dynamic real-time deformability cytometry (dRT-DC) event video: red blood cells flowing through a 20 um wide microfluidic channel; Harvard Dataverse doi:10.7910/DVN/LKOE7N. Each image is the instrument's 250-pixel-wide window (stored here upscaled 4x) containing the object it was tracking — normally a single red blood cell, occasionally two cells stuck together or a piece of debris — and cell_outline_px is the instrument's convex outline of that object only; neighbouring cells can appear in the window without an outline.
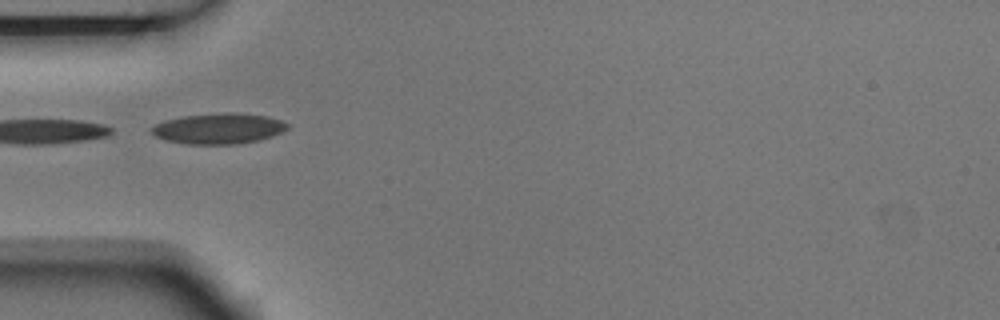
{"species": "Egyptian fruit bat (a non-hibernating species)", "species_latin": "Rousettus aegyptiacus", "temperature_condition": "room temperature", "stored_images_in_passage": 7, "camera_frame_rate_fps": 3000, "um_per_image_px": 0.085, "animal": {"sex": "male"}, "frame": {"image": 1, "passage_image": 2, "time_ms": 0.333, "image_size_px": [1000, 320], "cell_outline_px": [[288, 128], [272, 136], [260, 140], [236, 144], [188, 144], [168, 140], [156, 136], [152, 132], [152, 128], [156, 124], [164, 120], [184, 116], [232, 112], [268, 116], [280, 120], [288, 124]], "centroid_in_image_um": [18.61, 10.92], "position_along_channel_um": 66.4, "area_um2": 23.93}}
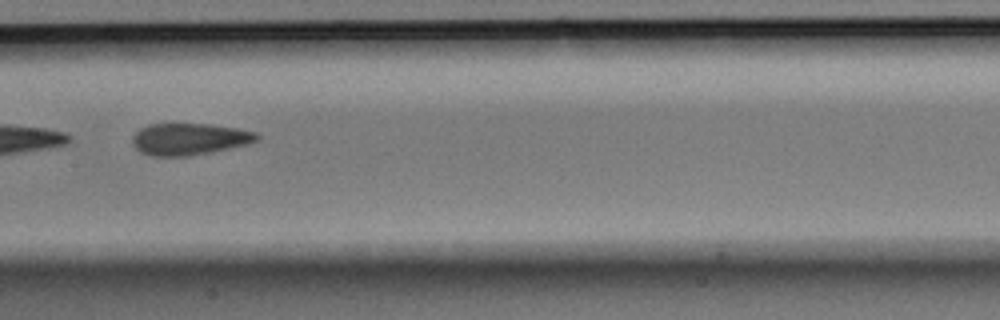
{"frame": {"image": 2, "passage_image": 5, "time_ms": 1.333, "image_size_px": [1000, 320], "cell_outline_px": [[260, 140], [248, 144], [212, 152], [188, 156], [148, 156], [140, 152], [132, 144], [132, 136], [140, 128], [148, 124], [208, 124], [236, 128], [256, 132], [260, 136]], "centroid_in_image_um": [16.09, 11.83], "position_along_channel_um": 191.3, "area_um2": 23.24}}
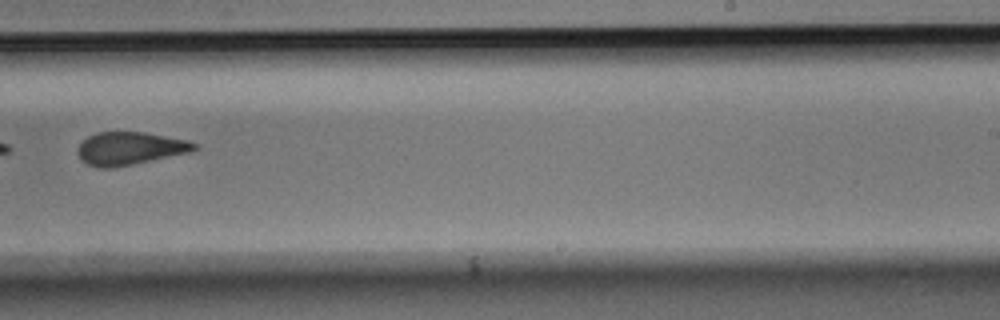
{"frame": {"image": 3, "passage_image": 7, "time_ms": 2.0, "image_size_px": [1000, 320], "cell_outline_px": [[200, 148], [188, 152], [132, 164], [112, 168], [100, 168], [88, 164], [80, 156], [76, 148], [88, 136], [96, 132], [144, 132], [188, 140], [200, 144]], "centroid_in_image_um": [11.06, 12.6], "position_along_channel_um": 277.9, "area_um2": 22.14}}